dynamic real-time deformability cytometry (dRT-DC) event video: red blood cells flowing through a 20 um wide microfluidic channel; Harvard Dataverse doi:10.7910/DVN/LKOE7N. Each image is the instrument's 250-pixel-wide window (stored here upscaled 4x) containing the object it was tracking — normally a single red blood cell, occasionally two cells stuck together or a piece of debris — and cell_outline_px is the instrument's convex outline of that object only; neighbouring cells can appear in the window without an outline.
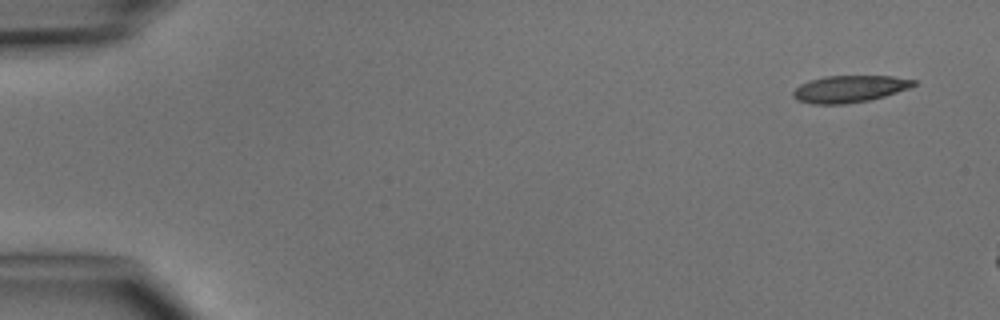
{"species": "common noctule bat (a hibernating species)", "species_latin": "Nyctalus noctula", "temperature_condition": "cold", "stored_images_in_passage": 3, "camera_frame_rate_fps": 3000, "um_per_image_px": 0.085, "animal": {"sex": "male", "body_mass_g": 15.6}, "frame": {"image": 1, "passage_image": 1, "time_ms": 0.0, "image_size_px": [1000, 320], "cell_outline_px": [[916, 84], [908, 88], [884, 96], [868, 100], [844, 104], [812, 104], [796, 100], [792, 96], [792, 92], [800, 84], [808, 80], [824, 76], [892, 76], [916, 80]], "centroid_in_image_um": [72.15, 7.55], "position_along_channel_um": 12.8, "area_um2": 18.9}}